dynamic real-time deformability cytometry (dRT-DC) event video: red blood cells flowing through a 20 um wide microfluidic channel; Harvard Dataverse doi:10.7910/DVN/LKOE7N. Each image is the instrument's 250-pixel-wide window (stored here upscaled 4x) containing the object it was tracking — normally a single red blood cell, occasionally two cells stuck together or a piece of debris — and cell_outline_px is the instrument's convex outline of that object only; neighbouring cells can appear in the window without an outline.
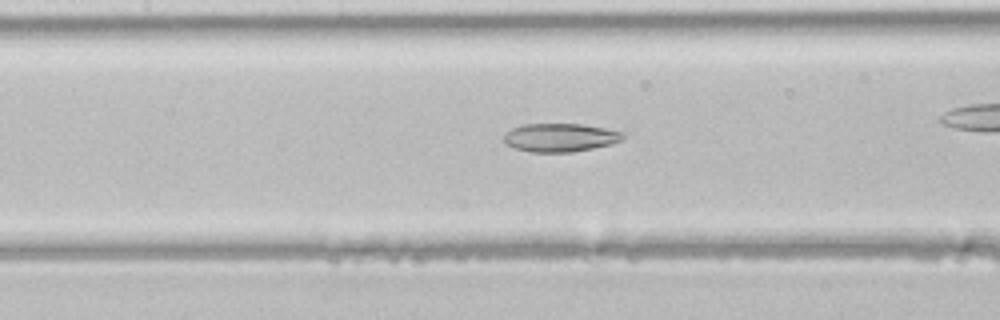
{"species": "common noctule bat (a hibernating species)", "species_latin": "Nyctalus noctula", "temperature_condition": "room temperature", "stored_images_in_passage": 29, "camera_frame_rate_fps": 3000, "um_per_image_px": 0.085, "animal": {"sex": "male", "body_mass_g": 21.5, "forearm_length_mm": 52.0}, "frame": {"image": 1, "passage_image": 13, "time_ms": 4.0, "image_size_px": [1000, 320], "cell_outline_px": [[624, 136], [620, 140], [612, 144], [572, 152], [532, 152], [516, 148], [508, 144], [504, 140], [504, 136], [512, 128], [524, 124], [580, 124], [604, 128], [624, 132]], "centroid_in_image_um": [47.63, 11.69], "position_along_channel_um": 159.8, "area_um2": 19.42}}